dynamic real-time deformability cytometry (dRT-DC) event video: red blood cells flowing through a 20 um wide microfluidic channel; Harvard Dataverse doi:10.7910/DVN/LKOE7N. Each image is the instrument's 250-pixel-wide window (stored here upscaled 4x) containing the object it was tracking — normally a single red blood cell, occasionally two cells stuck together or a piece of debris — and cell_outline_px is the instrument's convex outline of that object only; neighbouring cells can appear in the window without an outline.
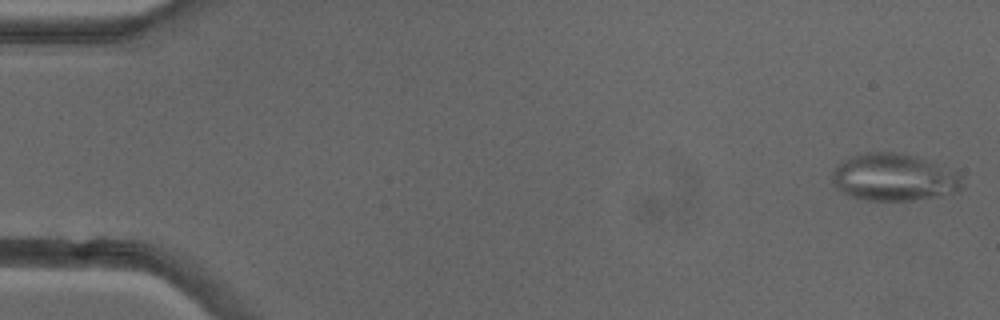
{"species": "common noctule bat (a hibernating species)", "species_latin": "Nyctalus noctula", "temperature_condition": "cold", "stored_images_in_passage": 40, "camera_frame_rate_fps": 3000, "um_per_image_px": 0.085, "animal": {"sex": "female"}, "frame": {"image": 1, "passage_image": 1, "time_ms": 0.0, "image_size_px": [1000, 320], "cell_outline_px": [[964, 188], [956, 192], [936, 196], [912, 200], [868, 200], [852, 196], [836, 188], [832, 184], [832, 172], [836, 164], [852, 156], [864, 152], [892, 152], [916, 156], [936, 164], [960, 176]], "centroid_in_image_um": [75.93, 15.07], "position_along_channel_um": 9.1, "area_um2": 35.37}}
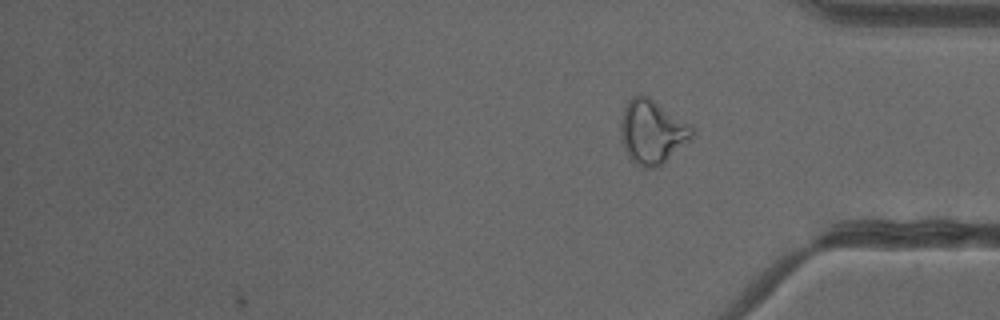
{"frame": {"image": 2, "passage_image": 40, "time_ms": 13.0, "image_size_px": [1000, 320], "cell_outline_px": [[696, 132], [692, 140], [656, 168], [644, 168], [636, 164], [628, 156], [620, 140], [620, 124], [624, 104], [632, 96], [640, 92], [648, 96], [688, 124]], "centroid_in_image_um": [55.4, 11.2], "position_along_channel_um": 379.8, "area_um2": 26.82}, "authors_computed_cell_mechanics": {"area_um2": 26.4724, "velocity_mm_per_s": 3.9932, "shape_relaxation_time_tau1_ms": null, "shape_relaxation_time_tau2_ms": 3.122, "deformation_change_tau1": null, "deformation_change_tau2": 0.1367}}